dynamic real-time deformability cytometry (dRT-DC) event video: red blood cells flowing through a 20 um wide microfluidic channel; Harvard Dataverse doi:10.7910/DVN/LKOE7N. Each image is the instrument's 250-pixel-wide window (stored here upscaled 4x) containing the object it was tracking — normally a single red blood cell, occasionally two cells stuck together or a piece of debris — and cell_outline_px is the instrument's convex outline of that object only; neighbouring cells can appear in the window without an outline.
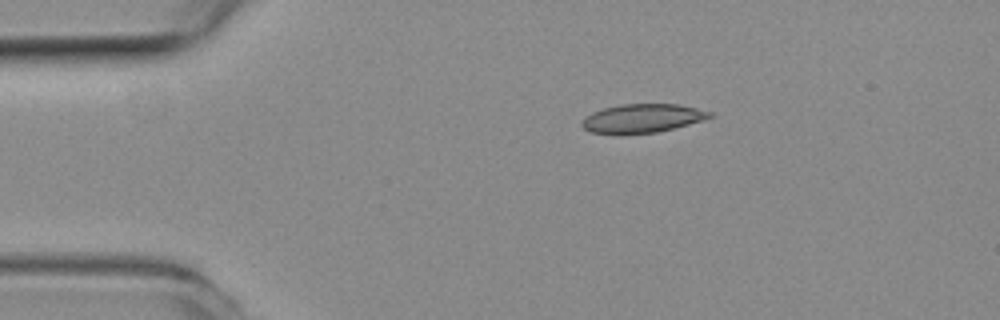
{"species": "common noctule bat (a hibernating species)", "species_latin": "Nyctalus noctula", "temperature_condition": "room temperature", "stored_images_in_passage": 39, "camera_frame_rate_fps": 3000, "um_per_image_px": 0.085, "animal": {"sex": "female", "body_mass_g": 19.3, "forearm_length_mm": 54.1}, "frame": {"image": 1, "passage_image": 1, "time_ms": 0.0, "image_size_px": [1000, 320], "cell_outline_px": [[716, 116], [704, 120], [656, 132], [620, 136], [592, 132], [584, 128], [580, 124], [592, 112], [604, 108], [620, 104], [680, 104], [712, 112]], "centroid_in_image_um": [54.61, 10.07], "position_along_channel_um": 30.4, "area_um2": 21.68}}
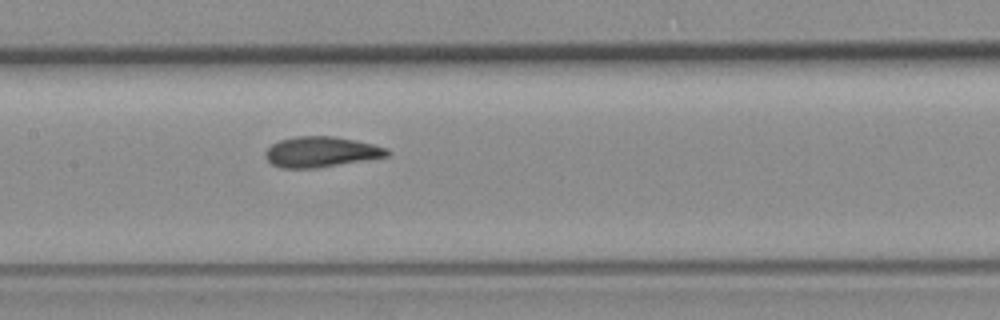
{"frame": {"image": 2, "passage_image": 17, "time_ms": 5.333, "image_size_px": [1000, 320], "cell_outline_px": [[392, 152], [388, 156], [368, 160], [316, 168], [280, 168], [272, 164], [264, 156], [264, 152], [272, 144], [280, 140], [296, 136], [332, 136], [356, 140], [388, 148]], "centroid_in_image_um": [27.31, 12.91], "position_along_channel_um": 180.1, "area_um2": 21.79}}
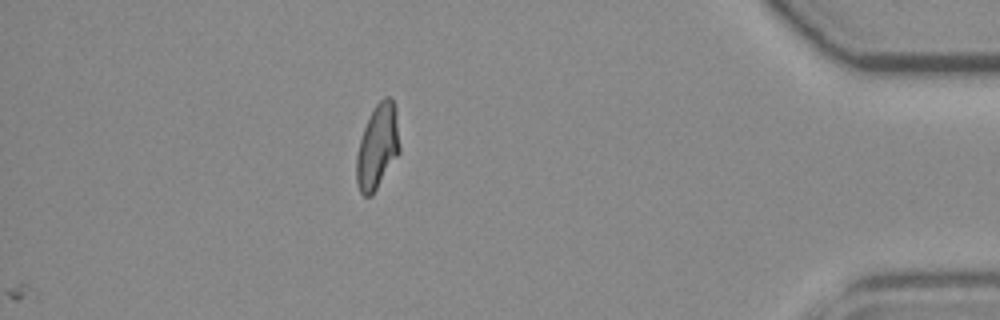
{"frame": {"image": 3, "passage_image": 39, "time_ms": 12.667, "image_size_px": [1000, 320], "cell_outline_px": [[400, 152], [372, 196], [364, 196], [360, 192], [356, 180], [356, 156], [360, 140], [364, 128], [376, 104], [384, 96], [388, 96], [392, 100], [396, 108], [400, 144]], "centroid_in_image_um": [32.1, 12.48], "position_along_channel_um": 403.1, "area_um2": 21.27}, "authors_computed_cell_mechanics": {"area_um2": 21.675, "velocity_mm_per_s": 3.7233, "shape_relaxation_time_tau1_ms": 7.9617, "shape_relaxation_time_tau2_ms": 1.7682, "deformation_change_tau1": 0.1961, "deformation_change_tau2": 0.0621}}